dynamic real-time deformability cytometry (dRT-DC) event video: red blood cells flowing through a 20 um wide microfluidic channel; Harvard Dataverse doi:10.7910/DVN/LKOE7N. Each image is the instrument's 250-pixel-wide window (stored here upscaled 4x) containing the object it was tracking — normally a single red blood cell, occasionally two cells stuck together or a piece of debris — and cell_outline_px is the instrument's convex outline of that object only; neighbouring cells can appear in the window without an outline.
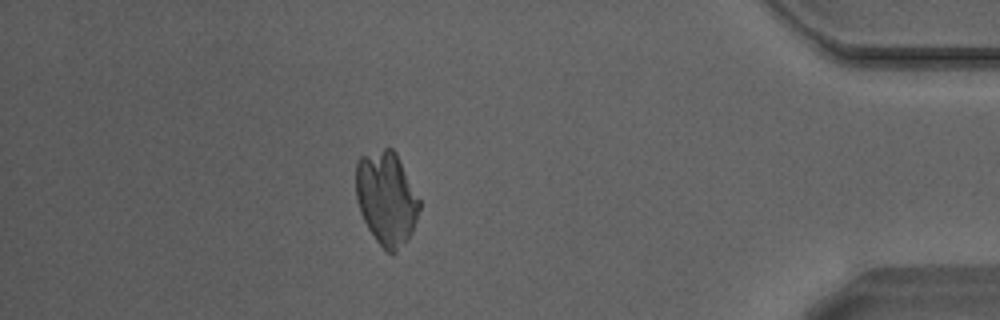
{"species": "Egyptian fruit bat (a non-hibernating species)", "species_latin": "Rousettus aegyptiacus", "temperature_condition": "warm", "stored_images_in_passage": 48, "camera_frame_rate_fps": 3000, "um_per_image_px": 0.085, "animal": {"sex": "male"}, "frame": {"image": 1, "passage_image": 42, "time_ms": 13.667, "image_size_px": [1000, 320], "cell_outline_px": [[420, 208], [412, 232], [396, 252], [388, 252], [376, 240], [368, 228], [360, 212], [356, 200], [356, 160], [360, 156], [384, 148], [392, 148], [396, 152], [420, 200]], "centroid_in_image_um": [32.83, 16.82], "position_along_channel_um": 402.4, "area_um2": 34.45}}